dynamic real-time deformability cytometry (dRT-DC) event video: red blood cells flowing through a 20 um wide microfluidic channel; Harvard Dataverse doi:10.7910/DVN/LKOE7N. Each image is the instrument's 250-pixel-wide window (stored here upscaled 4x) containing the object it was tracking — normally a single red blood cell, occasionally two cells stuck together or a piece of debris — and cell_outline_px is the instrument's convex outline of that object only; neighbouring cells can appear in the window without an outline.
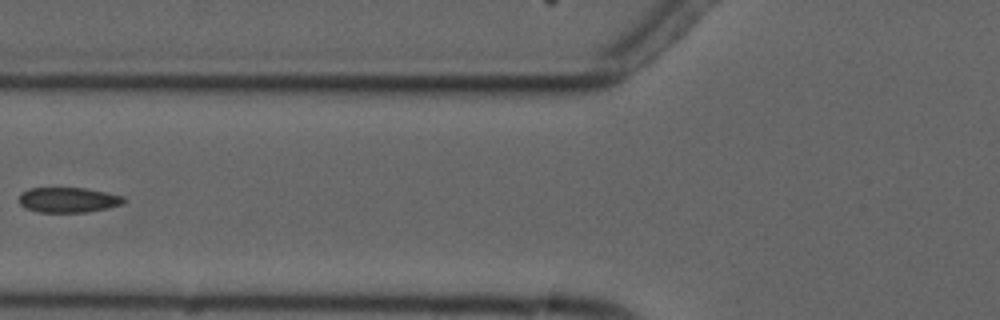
{"species": "common noctule bat (a hibernating species)", "species_latin": "Nyctalus noctula", "temperature_condition": "cold", "stored_images_in_passage": 7, "camera_frame_rate_fps": 3000, "um_per_image_px": 0.085, "animal": {"sex": "male", "forearm_length_mm": 52.5}, "frame": {"image": 1, "passage_image": 6, "time_ms": 7.333, "image_size_px": [1000, 320], "cell_outline_px": [[128, 200], [124, 204], [108, 208], [88, 212], [40, 212], [24, 208], [20, 204], [20, 192], [28, 188], [84, 188], [124, 196]], "centroid_in_image_um": [5.82, 16.99], "position_along_channel_um": 120.0, "area_um2": 15.49}}
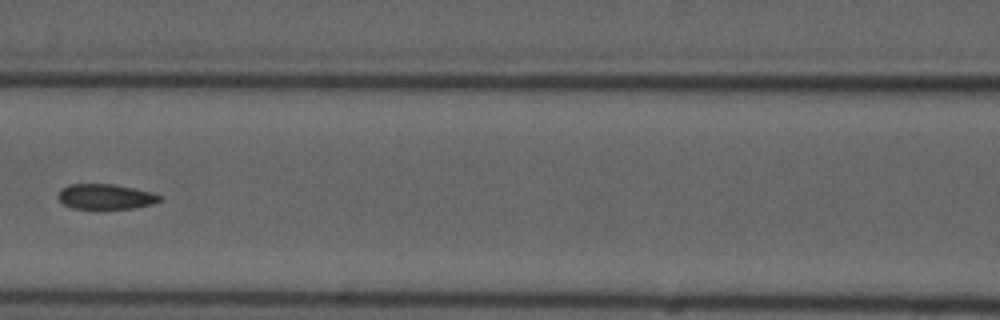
{"frame": {"image": 2, "passage_image": 7, "time_ms": 8.333, "image_size_px": [1000, 320], "cell_outline_px": [[160, 200], [152, 204], [136, 208], [100, 212], [72, 208], [64, 204], [56, 196], [60, 188], [68, 184], [112, 184], [152, 192], [160, 196]], "centroid_in_image_um": [8.91, 16.77], "position_along_channel_um": 157.7, "area_um2": 15.72}}